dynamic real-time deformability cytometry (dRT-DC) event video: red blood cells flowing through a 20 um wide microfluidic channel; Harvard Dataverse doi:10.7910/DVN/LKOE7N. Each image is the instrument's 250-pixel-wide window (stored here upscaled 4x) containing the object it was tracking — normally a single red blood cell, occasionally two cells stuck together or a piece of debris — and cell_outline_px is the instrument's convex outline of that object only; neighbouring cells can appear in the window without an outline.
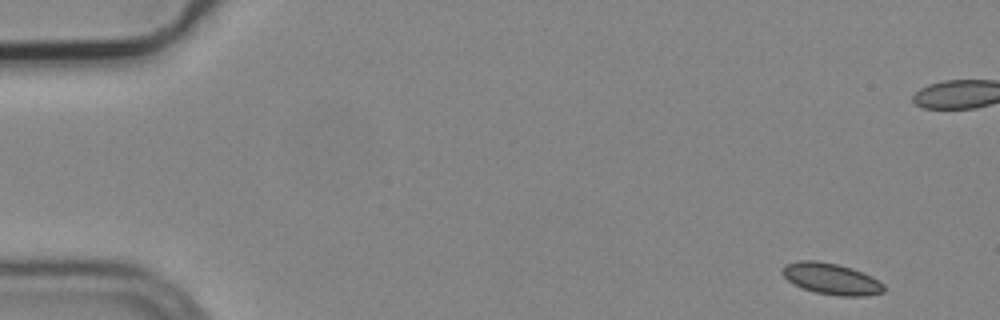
{"species": "common noctule bat (a hibernating species)", "species_latin": "Nyctalus noctula", "temperature_condition": "cold", "stored_images_in_passage": 5, "camera_frame_rate_fps": 3000, "um_per_image_px": 0.085, "animal": {"sex": "male", "body_mass_g": 19.2, "forearm_length_mm": 51.8}, "frame": {"image": 1, "passage_image": 1, "time_ms": 0.0, "image_size_px": [1000, 320], "cell_outline_px": [[884, 292], [864, 296], [840, 296], [816, 292], [792, 284], [780, 272], [784, 264], [800, 260], [816, 260], [836, 264], [852, 268], [872, 276], [884, 284]], "centroid_in_image_um": [70.64, 23.69], "position_along_channel_um": 14.4, "area_um2": 18.55}}